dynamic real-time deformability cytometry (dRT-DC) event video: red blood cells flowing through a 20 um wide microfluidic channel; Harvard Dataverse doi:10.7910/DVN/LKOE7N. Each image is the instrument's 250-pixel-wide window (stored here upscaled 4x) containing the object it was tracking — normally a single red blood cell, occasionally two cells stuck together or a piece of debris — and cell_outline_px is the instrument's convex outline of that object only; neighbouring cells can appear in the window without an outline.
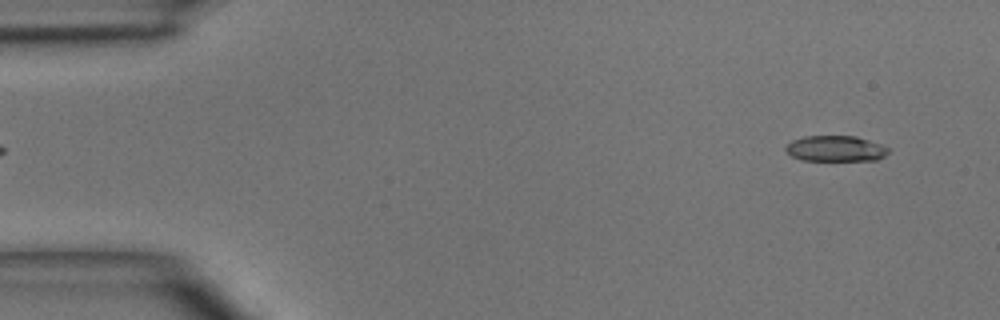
{"species": "common noctule bat (a hibernating species)", "species_latin": "Nyctalus noctula", "temperature_condition": "room temperature", "stored_images_in_passage": 3, "camera_frame_rate_fps": 3000, "um_per_image_px": 0.085, "animal": {"sex": "male", "body_mass_g": 15.6}, "frame": {"image": 1, "passage_image": 1, "time_ms": 0.0, "image_size_px": [1000, 320], "cell_outline_px": [[888, 152], [884, 156], [876, 160], [800, 160], [792, 156], [784, 148], [792, 140], [804, 136], [856, 136], [880, 144], [888, 148]], "centroid_in_image_um": [71.0, 12.63], "position_along_channel_um": 14.0, "area_um2": 15.26}}
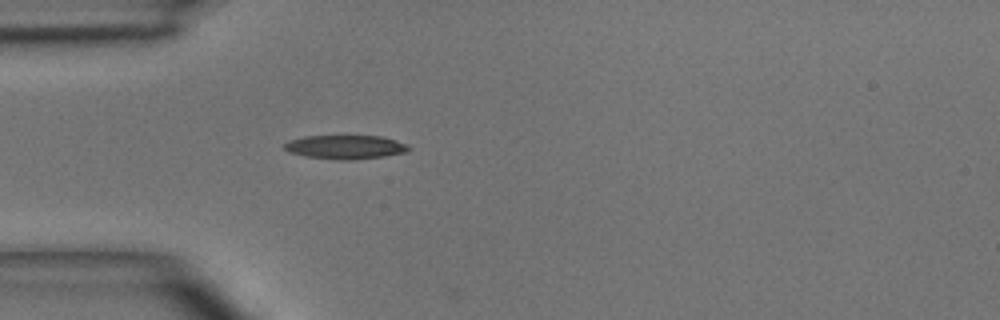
{"frame": {"image": 2, "passage_image": 3, "time_ms": 3.333, "image_size_px": [1000, 320], "cell_outline_px": [[412, 148], [408, 152], [384, 156], [352, 160], [340, 160], [304, 156], [288, 152], [284, 148], [284, 144], [288, 140], [304, 136], [380, 136], [408, 144]], "centroid_in_image_um": [29.36, 12.5], "position_along_channel_um": 55.6, "area_um2": 17.4}}